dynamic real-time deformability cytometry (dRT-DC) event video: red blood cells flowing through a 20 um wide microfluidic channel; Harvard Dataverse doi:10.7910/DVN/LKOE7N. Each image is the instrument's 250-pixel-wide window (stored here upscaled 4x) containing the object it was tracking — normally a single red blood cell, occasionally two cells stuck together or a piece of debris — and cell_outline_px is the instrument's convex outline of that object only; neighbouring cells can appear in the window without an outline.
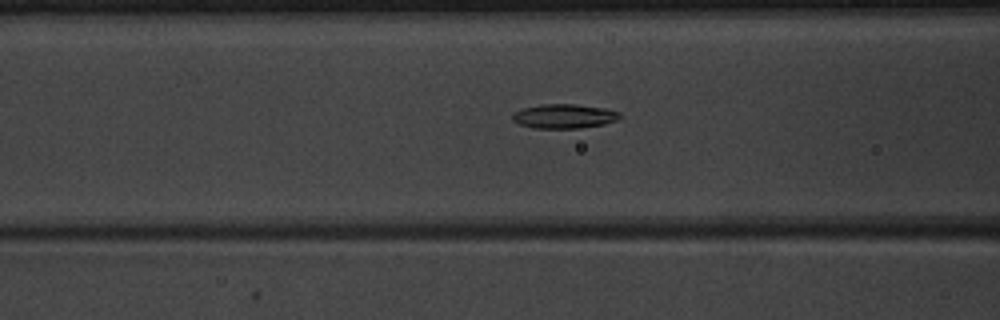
{"species": "common noctule bat (a hibernating species)", "species_latin": "Nyctalus noctula", "temperature_condition": "warm", "stored_images_in_passage": 34, "camera_frame_rate_fps": 3000, "um_per_image_px": 0.085, "animal": {"sex": "male", "body_mass_g": 20.1, "forearm_length_mm": 53.5}, "frame": {"image": 1, "passage_image": 4, "time_ms": 1.0, "image_size_px": [1000, 320], "cell_outline_px": [[624, 116], [620, 120], [604, 124], [580, 128], [532, 128], [520, 124], [512, 120], [512, 112], [524, 108], [540, 104], [576, 104], [604, 108], [620, 112]], "centroid_in_image_um": [47.99, 9.88], "position_along_channel_um": 118.6, "area_um2": 15.43}}
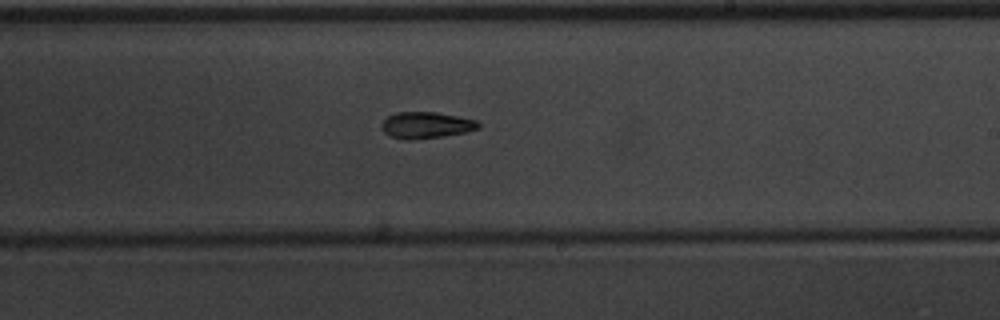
{"frame": {"image": 2, "passage_image": 14, "time_ms": 4.333, "image_size_px": [1000, 320], "cell_outline_px": [[480, 128], [464, 132], [440, 136], [408, 140], [392, 136], [384, 132], [380, 128], [380, 124], [388, 116], [396, 112], [436, 112], [476, 120], [480, 124]], "centroid_in_image_um": [36.19, 10.62], "position_along_channel_um": 252.8, "area_um2": 14.68}}
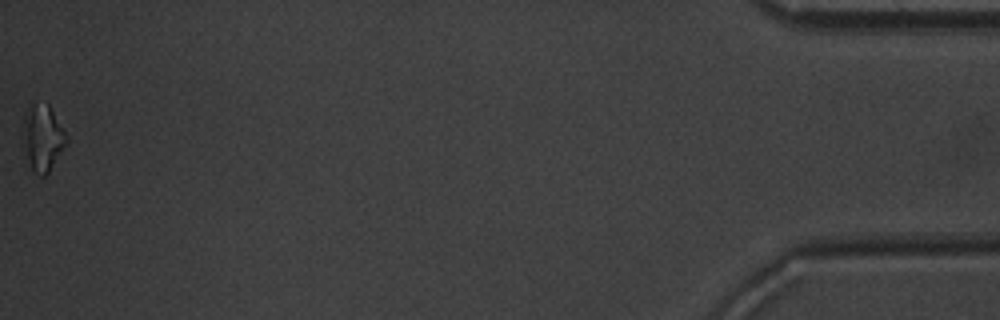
{"frame": {"image": 3, "passage_image": 34, "time_ms": 11.0, "image_size_px": [1000, 320], "cell_outline_px": [[68, 140], [48, 172], [44, 176], [40, 176], [32, 172], [28, 156], [28, 120], [32, 104], [48, 104], [64, 128]], "centroid_in_image_um": [3.77, 11.78], "position_along_channel_um": 431.4, "area_um2": 14.91}}